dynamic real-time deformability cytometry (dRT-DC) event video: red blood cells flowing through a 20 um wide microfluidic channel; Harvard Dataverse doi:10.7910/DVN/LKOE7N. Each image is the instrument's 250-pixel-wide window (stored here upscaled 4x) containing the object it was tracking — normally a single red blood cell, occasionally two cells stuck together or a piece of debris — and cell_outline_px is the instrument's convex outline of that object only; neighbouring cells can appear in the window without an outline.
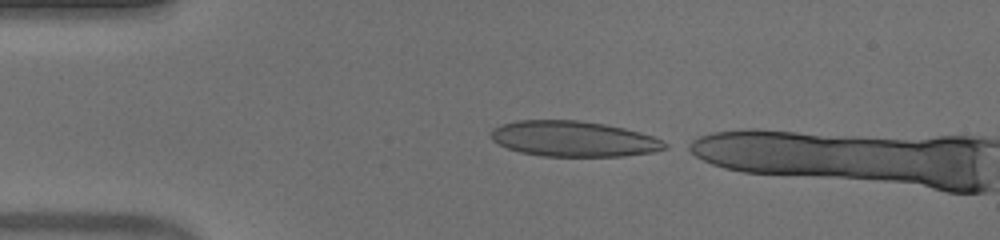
{"species": "human", "species_latin": "Homo sapiens", "temperature_condition": "warm", "stored_images_in_passage": 5, "camera_frame_rate_fps": 3000, "um_per_image_px": 0.085, "donor": {"sex": "male"}, "frame": {"image": 1, "passage_image": 1, "time_ms": 0.0, "image_size_px": [1000, 240], "cell_outline_px": [[668, 148], [652, 152], [624, 156], [540, 156], [520, 152], [508, 148], [492, 140], [488, 132], [492, 128], [500, 124], [516, 120], [576, 120], [604, 124], [624, 128], [640, 132], [652, 136], [668, 144]], "centroid_in_image_um": [48.71, 11.8], "position_along_channel_um": 36.3, "area_um2": 36.13}}